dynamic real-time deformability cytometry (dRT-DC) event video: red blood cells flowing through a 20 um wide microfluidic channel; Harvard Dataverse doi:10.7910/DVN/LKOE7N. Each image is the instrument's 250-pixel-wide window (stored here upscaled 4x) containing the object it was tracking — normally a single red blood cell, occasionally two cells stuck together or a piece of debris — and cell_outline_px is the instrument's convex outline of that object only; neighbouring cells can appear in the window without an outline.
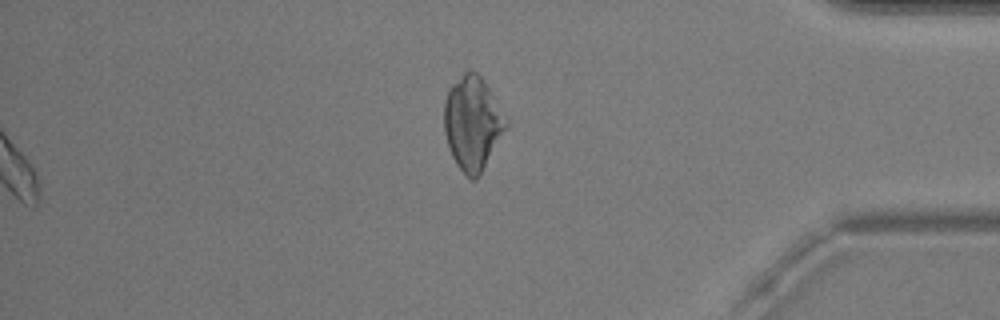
{"species": "common noctule bat (a hibernating species)", "species_latin": "Nyctalus noctula", "temperature_condition": "warm", "stored_images_in_passage": 56, "segment_of_instrument_passage": [2, 2], "camera_frame_rate_fps": 3000, "um_per_image_px": 0.085, "animal": {"sex": "male", "body_mass_g": 20.5, "forearm_length_mm": 52.5}, "frame": {"image": 1, "passage_image": 56, "time_ms": 18.333, "image_size_px": [1000, 320], "cell_outline_px": [[508, 124], [484, 168], [476, 180], [468, 180], [456, 164], [452, 156], [444, 132], [444, 100], [448, 88], [468, 68], [476, 72], [484, 80], [508, 120]], "centroid_in_image_um": [40.15, 10.47], "position_along_channel_um": 395.1, "area_um2": 33.87}}